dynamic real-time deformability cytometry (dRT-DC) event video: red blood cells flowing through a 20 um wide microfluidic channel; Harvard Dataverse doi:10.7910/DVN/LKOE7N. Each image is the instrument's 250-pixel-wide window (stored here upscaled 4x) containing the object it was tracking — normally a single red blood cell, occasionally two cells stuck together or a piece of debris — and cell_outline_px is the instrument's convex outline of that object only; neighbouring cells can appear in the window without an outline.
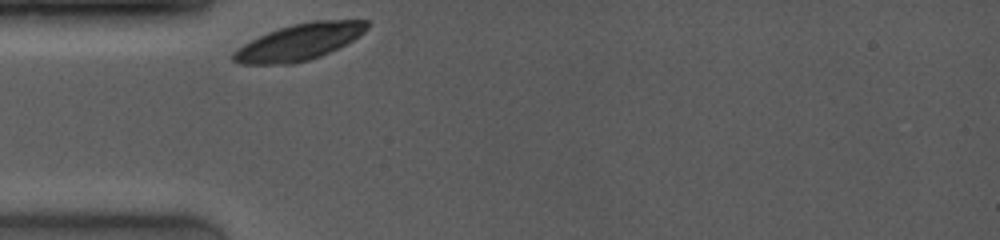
{"species": "common noctule bat (a hibernating species)", "species_latin": "Nyctalus noctula", "temperature_condition": "room temperature", "stored_images_in_passage": 2, "camera_frame_rate_fps": 4000, "um_per_image_px": 0.085, "animal": {"sex": "female", "body_mass_g": 19.0, "forearm_length_mm": 53.3}, "frame": {"image": 1, "passage_image": 1, "time_ms": 0.0, "image_size_px": [1000, 240], "cell_outline_px": [[368, 28], [364, 32], [352, 40], [320, 56], [308, 60], [292, 64], [240, 64], [232, 60], [232, 52], [244, 44], [268, 32], [292, 24], [312, 20], [368, 20]], "centroid_in_image_um": [25.42, 3.57], "position_along_channel_um": 59.6, "area_um2": 28.03}}